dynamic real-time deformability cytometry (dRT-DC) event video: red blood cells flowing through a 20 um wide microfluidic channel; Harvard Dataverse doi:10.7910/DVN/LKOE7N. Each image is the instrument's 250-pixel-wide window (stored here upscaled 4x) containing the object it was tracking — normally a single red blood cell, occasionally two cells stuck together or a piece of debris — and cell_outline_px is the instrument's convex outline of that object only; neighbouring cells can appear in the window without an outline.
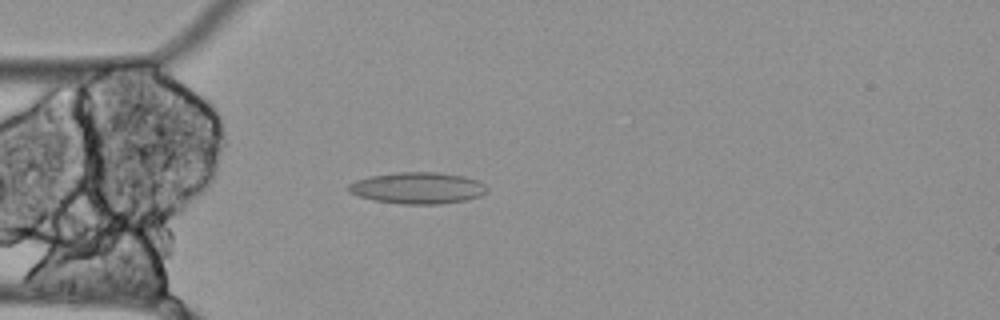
{"species": "Egyptian fruit bat (a non-hibernating species)", "species_latin": "Rousettus aegyptiacus", "temperature_condition": "cold", "stored_images_in_passage": 55, "camera_frame_rate_fps": 3000, "um_per_image_px": 0.085, "animal": {"sex": "female"}, "frame": {"image": 1, "passage_image": 14, "time_ms": 4.333, "image_size_px": [1000, 320], "cell_outline_px": [[488, 192], [480, 196], [464, 200], [440, 204], [400, 204], [376, 200], [360, 196], [348, 192], [348, 184], [356, 180], [368, 176], [396, 172], [440, 172], [464, 176], [480, 180], [488, 188]], "centroid_in_image_um": [35.53, 15.97], "position_along_channel_um": 49.5, "area_um2": 25.61}}
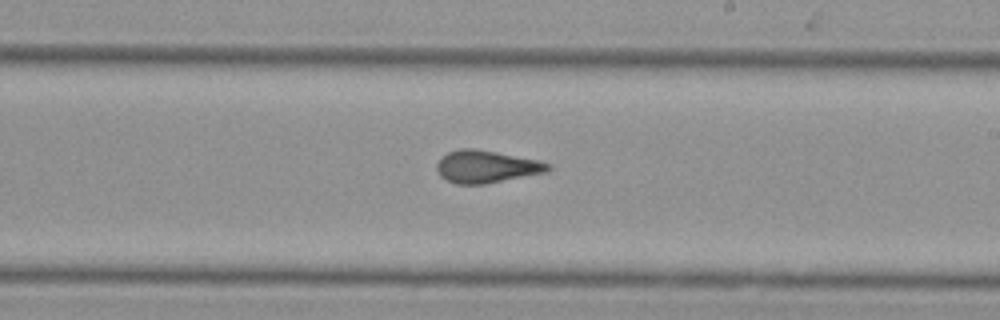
{"frame": {"image": 2, "passage_image": 31, "time_ms": 10.0, "image_size_px": [1000, 320], "cell_outline_px": [[552, 168], [548, 172], [484, 184], [456, 184], [440, 176], [436, 168], [436, 164], [448, 152], [460, 148], [476, 148], [540, 160], [552, 164]], "centroid_in_image_um": [41.39, 14.16], "position_along_channel_um": 247.6, "area_um2": 21.15}}
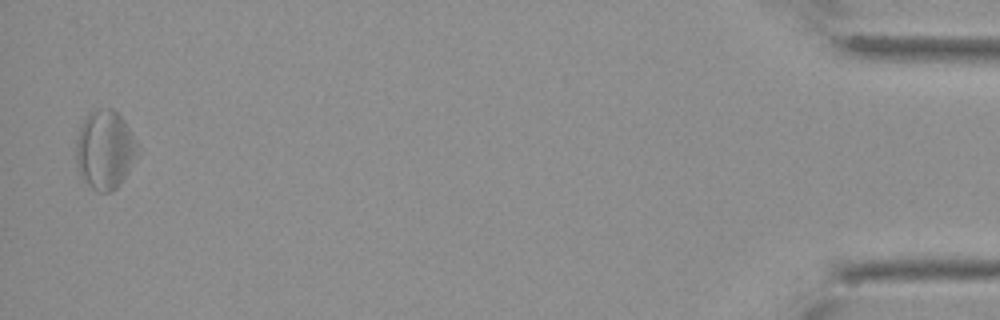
{"frame": {"image": 3, "passage_image": 54, "time_ms": 17.667, "image_size_px": [1000, 320], "cell_outline_px": [[140, 152], [116, 188], [108, 192], [100, 192], [92, 188], [84, 180], [76, 164], [76, 140], [80, 124], [88, 112], [96, 108], [112, 108], [124, 120], [136, 140], [140, 148]], "centroid_in_image_um": [8.91, 12.68], "position_along_channel_um": 426.3, "area_um2": 28.32}, "authors_computed_cell_mechanics": {"area_um2": 22.5998, "velocity_mm_per_s": 3.4681, "shape_relaxation_time_tau1_ms": null, "shape_relaxation_time_tau2_ms": 2.8941, "deformation_change_tau1": null, "deformation_change_tau2": 0.1165}}